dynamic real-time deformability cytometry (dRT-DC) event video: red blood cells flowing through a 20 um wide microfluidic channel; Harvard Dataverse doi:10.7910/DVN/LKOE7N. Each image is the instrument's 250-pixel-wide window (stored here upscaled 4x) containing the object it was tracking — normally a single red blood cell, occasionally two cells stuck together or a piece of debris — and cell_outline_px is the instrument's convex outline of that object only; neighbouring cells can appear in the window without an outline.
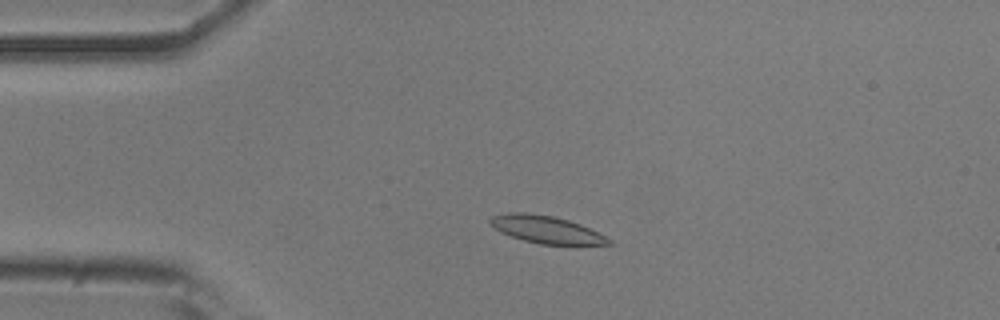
{"species": "common noctule bat (a hibernating species)", "species_latin": "Nyctalus noctula", "temperature_condition": "room temperature", "stored_images_in_passage": 51, "camera_frame_rate_fps": 3000, "um_per_image_px": 0.085, "animal": {"sex": "male", "body_mass_g": 20.5, "forearm_length_mm": 52.5}, "frame": {"image": 1, "passage_image": 9, "time_ms": 2.667, "image_size_px": [1000, 320], "cell_outline_px": [[616, 244], [540, 244], [524, 240], [500, 232], [488, 220], [492, 216], [512, 212], [528, 212], [552, 216], [568, 220], [580, 224], [612, 240]], "centroid_in_image_um": [46.42, 19.5], "position_along_channel_um": 38.6, "area_um2": 18.55}}
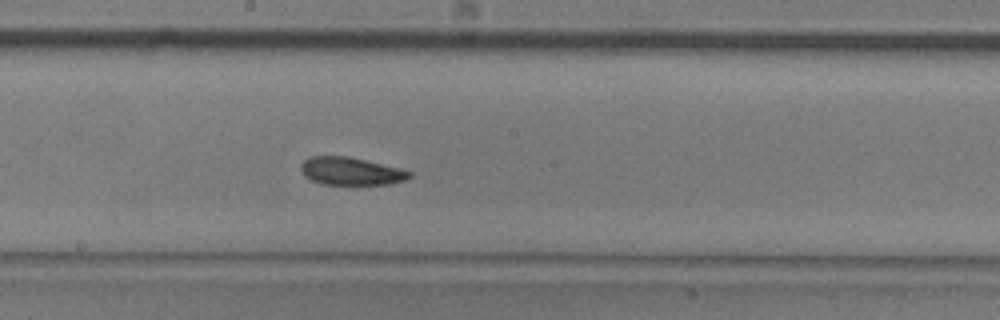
{"frame": {"image": 2, "passage_image": 26, "time_ms": 8.333, "image_size_px": [1000, 320], "cell_outline_px": [[412, 176], [404, 180], [388, 184], [320, 184], [304, 176], [300, 168], [300, 164], [308, 156], [348, 156], [400, 168], [412, 172]], "centroid_in_image_um": [29.79, 14.54], "position_along_channel_um": 218.4, "area_um2": 17.57}}
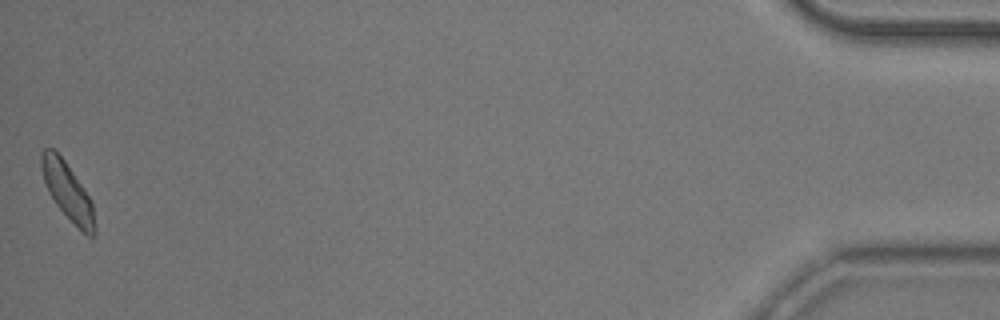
{"frame": {"image": 3, "passage_image": 51, "time_ms": 16.667, "image_size_px": [1000, 320], "cell_outline_px": [[96, 232], [92, 236], [88, 236], [56, 204], [48, 192], [44, 180], [40, 164], [40, 152], [44, 148], [52, 148], [64, 160], [92, 200]], "centroid_in_image_um": [5.73, 16.22], "position_along_channel_um": 429.5, "area_um2": 17.34}, "authors_computed_cell_mechanics": {"area_um2": 18.3226, "velocity_mm_per_s": 3.6851, "shape_relaxation_time_tau1_ms": 4.077, "shape_relaxation_time_tau2_ms": 3.168, "deformation_change_tau1": 0.1082, "deformation_change_tau2": 0.0898}}